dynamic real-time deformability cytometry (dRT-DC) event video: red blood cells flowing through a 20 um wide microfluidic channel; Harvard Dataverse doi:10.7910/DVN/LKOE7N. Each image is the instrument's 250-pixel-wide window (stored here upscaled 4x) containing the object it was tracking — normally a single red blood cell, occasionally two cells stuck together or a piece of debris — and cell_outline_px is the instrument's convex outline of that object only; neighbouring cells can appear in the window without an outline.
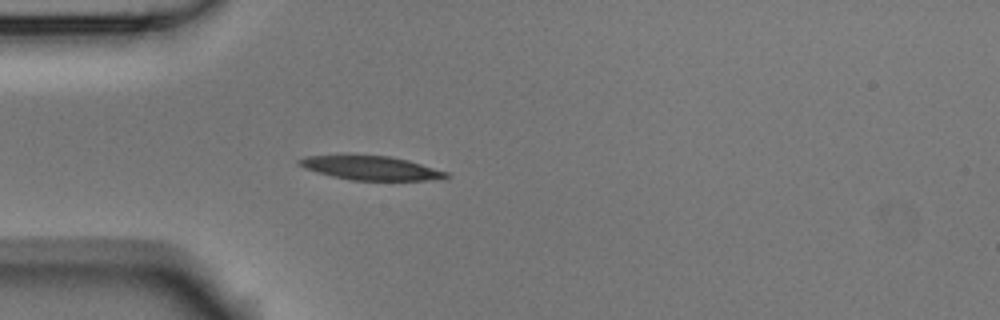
{"species": "Egyptian fruit bat (a non-hibernating species)", "species_latin": "Rousettus aegyptiacus", "temperature_condition": "room temperature", "stored_images_in_passage": 1, "camera_frame_rate_fps": 3000, "um_per_image_px": 0.085, "animal": {"sex": "male"}, "frame": {"image": 1, "passage_image": 1, "time_ms": 0.0, "image_size_px": [1000, 320], "cell_outline_px": [[452, 176], [444, 180], [352, 180], [332, 176], [316, 172], [304, 168], [296, 164], [296, 160], [308, 156], [388, 156], [408, 160], [448, 172]], "centroid_in_image_um": [31.58, 14.3], "position_along_channel_um": 53.4, "area_um2": 20.4}}